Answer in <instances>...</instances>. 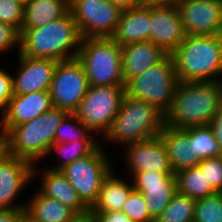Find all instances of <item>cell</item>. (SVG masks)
Returning <instances> with one entry per match:
<instances>
[{
  "label": "cell",
  "mask_w": 222,
  "mask_h": 222,
  "mask_svg": "<svg viewBox=\"0 0 222 222\" xmlns=\"http://www.w3.org/2000/svg\"><path fill=\"white\" fill-rule=\"evenodd\" d=\"M189 143L190 150L201 160L222 155V149L210 125L189 127Z\"/></svg>",
  "instance_id": "4316f807"
},
{
  "label": "cell",
  "mask_w": 222,
  "mask_h": 222,
  "mask_svg": "<svg viewBox=\"0 0 222 222\" xmlns=\"http://www.w3.org/2000/svg\"><path fill=\"white\" fill-rule=\"evenodd\" d=\"M138 1V6L139 5H145V6H153L154 5V0H137Z\"/></svg>",
  "instance_id": "f6af8a7d"
},
{
  "label": "cell",
  "mask_w": 222,
  "mask_h": 222,
  "mask_svg": "<svg viewBox=\"0 0 222 222\" xmlns=\"http://www.w3.org/2000/svg\"><path fill=\"white\" fill-rule=\"evenodd\" d=\"M154 5H173V0H154Z\"/></svg>",
  "instance_id": "ee69618b"
},
{
  "label": "cell",
  "mask_w": 222,
  "mask_h": 222,
  "mask_svg": "<svg viewBox=\"0 0 222 222\" xmlns=\"http://www.w3.org/2000/svg\"><path fill=\"white\" fill-rule=\"evenodd\" d=\"M13 96L12 75L0 68V110L6 109Z\"/></svg>",
  "instance_id": "d590c367"
},
{
  "label": "cell",
  "mask_w": 222,
  "mask_h": 222,
  "mask_svg": "<svg viewBox=\"0 0 222 222\" xmlns=\"http://www.w3.org/2000/svg\"><path fill=\"white\" fill-rule=\"evenodd\" d=\"M166 54L152 41H140L122 46V66L125 85L148 68L161 62Z\"/></svg>",
  "instance_id": "d6986e66"
},
{
  "label": "cell",
  "mask_w": 222,
  "mask_h": 222,
  "mask_svg": "<svg viewBox=\"0 0 222 222\" xmlns=\"http://www.w3.org/2000/svg\"><path fill=\"white\" fill-rule=\"evenodd\" d=\"M69 10L82 38L111 37L123 12L108 0H69Z\"/></svg>",
  "instance_id": "30bf717a"
},
{
  "label": "cell",
  "mask_w": 222,
  "mask_h": 222,
  "mask_svg": "<svg viewBox=\"0 0 222 222\" xmlns=\"http://www.w3.org/2000/svg\"><path fill=\"white\" fill-rule=\"evenodd\" d=\"M25 209H0V222H19Z\"/></svg>",
  "instance_id": "f35d334b"
},
{
  "label": "cell",
  "mask_w": 222,
  "mask_h": 222,
  "mask_svg": "<svg viewBox=\"0 0 222 222\" xmlns=\"http://www.w3.org/2000/svg\"><path fill=\"white\" fill-rule=\"evenodd\" d=\"M179 83L172 55H167L161 62L131 79L125 86V92L155 106L166 115Z\"/></svg>",
  "instance_id": "52a82bcc"
},
{
  "label": "cell",
  "mask_w": 222,
  "mask_h": 222,
  "mask_svg": "<svg viewBox=\"0 0 222 222\" xmlns=\"http://www.w3.org/2000/svg\"><path fill=\"white\" fill-rule=\"evenodd\" d=\"M93 222H133L123 211L90 213Z\"/></svg>",
  "instance_id": "8d00e7d4"
},
{
  "label": "cell",
  "mask_w": 222,
  "mask_h": 222,
  "mask_svg": "<svg viewBox=\"0 0 222 222\" xmlns=\"http://www.w3.org/2000/svg\"><path fill=\"white\" fill-rule=\"evenodd\" d=\"M98 142L100 141L97 139H80L78 141L68 143H54L50 147L48 154L56 151L57 154H62L61 156H63L64 159L57 166L49 167V169L60 170L76 159H80L91 154L100 145Z\"/></svg>",
  "instance_id": "83f0119b"
},
{
  "label": "cell",
  "mask_w": 222,
  "mask_h": 222,
  "mask_svg": "<svg viewBox=\"0 0 222 222\" xmlns=\"http://www.w3.org/2000/svg\"><path fill=\"white\" fill-rule=\"evenodd\" d=\"M176 7L187 35L221 33L222 0H186Z\"/></svg>",
  "instance_id": "4fadbf2b"
},
{
  "label": "cell",
  "mask_w": 222,
  "mask_h": 222,
  "mask_svg": "<svg viewBox=\"0 0 222 222\" xmlns=\"http://www.w3.org/2000/svg\"><path fill=\"white\" fill-rule=\"evenodd\" d=\"M175 177L177 192L192 199L197 200L216 193L199 166L181 170L175 173Z\"/></svg>",
  "instance_id": "484cf974"
},
{
  "label": "cell",
  "mask_w": 222,
  "mask_h": 222,
  "mask_svg": "<svg viewBox=\"0 0 222 222\" xmlns=\"http://www.w3.org/2000/svg\"><path fill=\"white\" fill-rule=\"evenodd\" d=\"M171 55L180 83L222 82L218 76L222 74L220 34L187 35Z\"/></svg>",
  "instance_id": "3957f363"
},
{
  "label": "cell",
  "mask_w": 222,
  "mask_h": 222,
  "mask_svg": "<svg viewBox=\"0 0 222 222\" xmlns=\"http://www.w3.org/2000/svg\"><path fill=\"white\" fill-rule=\"evenodd\" d=\"M36 194V195H35ZM26 202L25 212L38 222H71L78 214L56 199L36 192Z\"/></svg>",
  "instance_id": "d4e9b609"
},
{
  "label": "cell",
  "mask_w": 222,
  "mask_h": 222,
  "mask_svg": "<svg viewBox=\"0 0 222 222\" xmlns=\"http://www.w3.org/2000/svg\"><path fill=\"white\" fill-rule=\"evenodd\" d=\"M111 4L117 5L124 9L138 6L137 0H108Z\"/></svg>",
  "instance_id": "ab89813d"
},
{
  "label": "cell",
  "mask_w": 222,
  "mask_h": 222,
  "mask_svg": "<svg viewBox=\"0 0 222 222\" xmlns=\"http://www.w3.org/2000/svg\"><path fill=\"white\" fill-rule=\"evenodd\" d=\"M159 136L167 151L174 174L199 165L201 159L190 150L189 128L179 129L165 124Z\"/></svg>",
  "instance_id": "44dd1931"
},
{
  "label": "cell",
  "mask_w": 222,
  "mask_h": 222,
  "mask_svg": "<svg viewBox=\"0 0 222 222\" xmlns=\"http://www.w3.org/2000/svg\"><path fill=\"white\" fill-rule=\"evenodd\" d=\"M129 173L137 171L173 172L161 137L155 136L126 145Z\"/></svg>",
  "instance_id": "ac0fdd59"
},
{
  "label": "cell",
  "mask_w": 222,
  "mask_h": 222,
  "mask_svg": "<svg viewBox=\"0 0 222 222\" xmlns=\"http://www.w3.org/2000/svg\"><path fill=\"white\" fill-rule=\"evenodd\" d=\"M88 89V78L77 57L58 61L49 89L53 107L74 113Z\"/></svg>",
  "instance_id": "8fae6325"
},
{
  "label": "cell",
  "mask_w": 222,
  "mask_h": 222,
  "mask_svg": "<svg viewBox=\"0 0 222 222\" xmlns=\"http://www.w3.org/2000/svg\"><path fill=\"white\" fill-rule=\"evenodd\" d=\"M69 0H30L24 7L22 29H34L63 17Z\"/></svg>",
  "instance_id": "cb8c5ba5"
},
{
  "label": "cell",
  "mask_w": 222,
  "mask_h": 222,
  "mask_svg": "<svg viewBox=\"0 0 222 222\" xmlns=\"http://www.w3.org/2000/svg\"><path fill=\"white\" fill-rule=\"evenodd\" d=\"M193 222H222V192L196 200Z\"/></svg>",
  "instance_id": "4dcf8cb0"
},
{
  "label": "cell",
  "mask_w": 222,
  "mask_h": 222,
  "mask_svg": "<svg viewBox=\"0 0 222 222\" xmlns=\"http://www.w3.org/2000/svg\"><path fill=\"white\" fill-rule=\"evenodd\" d=\"M39 192L73 209L78 215L89 213V207L78 196L60 170H43Z\"/></svg>",
  "instance_id": "7402d4cb"
},
{
  "label": "cell",
  "mask_w": 222,
  "mask_h": 222,
  "mask_svg": "<svg viewBox=\"0 0 222 222\" xmlns=\"http://www.w3.org/2000/svg\"><path fill=\"white\" fill-rule=\"evenodd\" d=\"M122 211L133 222H154L155 220L150 216L146 201L141 192L132 190L128 195Z\"/></svg>",
  "instance_id": "1f68e13d"
},
{
  "label": "cell",
  "mask_w": 222,
  "mask_h": 222,
  "mask_svg": "<svg viewBox=\"0 0 222 222\" xmlns=\"http://www.w3.org/2000/svg\"><path fill=\"white\" fill-rule=\"evenodd\" d=\"M125 93V86H89L74 114L92 134L101 131L105 136L119 112Z\"/></svg>",
  "instance_id": "ba28073f"
},
{
  "label": "cell",
  "mask_w": 222,
  "mask_h": 222,
  "mask_svg": "<svg viewBox=\"0 0 222 222\" xmlns=\"http://www.w3.org/2000/svg\"><path fill=\"white\" fill-rule=\"evenodd\" d=\"M17 46L20 50V32L13 26L0 22V53Z\"/></svg>",
  "instance_id": "e575fe53"
},
{
  "label": "cell",
  "mask_w": 222,
  "mask_h": 222,
  "mask_svg": "<svg viewBox=\"0 0 222 222\" xmlns=\"http://www.w3.org/2000/svg\"><path fill=\"white\" fill-rule=\"evenodd\" d=\"M74 113H68L58 126L54 143H68L80 139H96Z\"/></svg>",
  "instance_id": "f546056e"
},
{
  "label": "cell",
  "mask_w": 222,
  "mask_h": 222,
  "mask_svg": "<svg viewBox=\"0 0 222 222\" xmlns=\"http://www.w3.org/2000/svg\"><path fill=\"white\" fill-rule=\"evenodd\" d=\"M19 70L12 76L13 95L49 91L58 61L32 58L18 53Z\"/></svg>",
  "instance_id": "2e32d148"
},
{
  "label": "cell",
  "mask_w": 222,
  "mask_h": 222,
  "mask_svg": "<svg viewBox=\"0 0 222 222\" xmlns=\"http://www.w3.org/2000/svg\"><path fill=\"white\" fill-rule=\"evenodd\" d=\"M82 39L69 10L63 17L44 26L22 29L19 53L32 58L69 60L77 57Z\"/></svg>",
  "instance_id": "6da1fadb"
},
{
  "label": "cell",
  "mask_w": 222,
  "mask_h": 222,
  "mask_svg": "<svg viewBox=\"0 0 222 222\" xmlns=\"http://www.w3.org/2000/svg\"><path fill=\"white\" fill-rule=\"evenodd\" d=\"M7 154V142L5 135L0 133V161Z\"/></svg>",
  "instance_id": "60d3db41"
},
{
  "label": "cell",
  "mask_w": 222,
  "mask_h": 222,
  "mask_svg": "<svg viewBox=\"0 0 222 222\" xmlns=\"http://www.w3.org/2000/svg\"><path fill=\"white\" fill-rule=\"evenodd\" d=\"M210 126L213 129L216 141L220 144L222 149V104L218 111L215 113Z\"/></svg>",
  "instance_id": "74e56055"
},
{
  "label": "cell",
  "mask_w": 222,
  "mask_h": 222,
  "mask_svg": "<svg viewBox=\"0 0 222 222\" xmlns=\"http://www.w3.org/2000/svg\"><path fill=\"white\" fill-rule=\"evenodd\" d=\"M53 107L49 91L13 95L0 118V133L39 117Z\"/></svg>",
  "instance_id": "e0dca14e"
},
{
  "label": "cell",
  "mask_w": 222,
  "mask_h": 222,
  "mask_svg": "<svg viewBox=\"0 0 222 222\" xmlns=\"http://www.w3.org/2000/svg\"><path fill=\"white\" fill-rule=\"evenodd\" d=\"M77 58L84 68L89 86H126L122 46L111 37L83 38Z\"/></svg>",
  "instance_id": "8992f818"
},
{
  "label": "cell",
  "mask_w": 222,
  "mask_h": 222,
  "mask_svg": "<svg viewBox=\"0 0 222 222\" xmlns=\"http://www.w3.org/2000/svg\"><path fill=\"white\" fill-rule=\"evenodd\" d=\"M183 1H186V0H173V4L177 5V4H179V3L183 2Z\"/></svg>",
  "instance_id": "7dc6e473"
},
{
  "label": "cell",
  "mask_w": 222,
  "mask_h": 222,
  "mask_svg": "<svg viewBox=\"0 0 222 222\" xmlns=\"http://www.w3.org/2000/svg\"><path fill=\"white\" fill-rule=\"evenodd\" d=\"M165 125V115L155 106L125 93L105 140L128 145L158 136Z\"/></svg>",
  "instance_id": "5b68a950"
},
{
  "label": "cell",
  "mask_w": 222,
  "mask_h": 222,
  "mask_svg": "<svg viewBox=\"0 0 222 222\" xmlns=\"http://www.w3.org/2000/svg\"><path fill=\"white\" fill-rule=\"evenodd\" d=\"M133 183L115 176L113 170L104 179L97 200L89 208V213L122 211L124 203L133 190Z\"/></svg>",
  "instance_id": "603a6c76"
},
{
  "label": "cell",
  "mask_w": 222,
  "mask_h": 222,
  "mask_svg": "<svg viewBox=\"0 0 222 222\" xmlns=\"http://www.w3.org/2000/svg\"><path fill=\"white\" fill-rule=\"evenodd\" d=\"M111 163L100 144L91 154L76 159L60 171L90 208L97 200L104 179L114 170Z\"/></svg>",
  "instance_id": "9c48e42d"
},
{
  "label": "cell",
  "mask_w": 222,
  "mask_h": 222,
  "mask_svg": "<svg viewBox=\"0 0 222 222\" xmlns=\"http://www.w3.org/2000/svg\"><path fill=\"white\" fill-rule=\"evenodd\" d=\"M111 38L121 46L150 41V6L139 5L124 9Z\"/></svg>",
  "instance_id": "ffe728a7"
},
{
  "label": "cell",
  "mask_w": 222,
  "mask_h": 222,
  "mask_svg": "<svg viewBox=\"0 0 222 222\" xmlns=\"http://www.w3.org/2000/svg\"><path fill=\"white\" fill-rule=\"evenodd\" d=\"M129 175L134 177V190L143 194L150 216L156 220L177 193L174 172L137 171Z\"/></svg>",
  "instance_id": "7c38bea8"
},
{
  "label": "cell",
  "mask_w": 222,
  "mask_h": 222,
  "mask_svg": "<svg viewBox=\"0 0 222 222\" xmlns=\"http://www.w3.org/2000/svg\"><path fill=\"white\" fill-rule=\"evenodd\" d=\"M19 222H38V221L34 220L24 211L21 217L19 218Z\"/></svg>",
  "instance_id": "7bdbcfd3"
},
{
  "label": "cell",
  "mask_w": 222,
  "mask_h": 222,
  "mask_svg": "<svg viewBox=\"0 0 222 222\" xmlns=\"http://www.w3.org/2000/svg\"><path fill=\"white\" fill-rule=\"evenodd\" d=\"M8 153L0 161V209H25L26 202L12 203L19 192L37 175V167ZM13 204V205H12Z\"/></svg>",
  "instance_id": "5bb4252c"
},
{
  "label": "cell",
  "mask_w": 222,
  "mask_h": 222,
  "mask_svg": "<svg viewBox=\"0 0 222 222\" xmlns=\"http://www.w3.org/2000/svg\"><path fill=\"white\" fill-rule=\"evenodd\" d=\"M186 36L176 5L150 6V41L171 55Z\"/></svg>",
  "instance_id": "9a60e30c"
},
{
  "label": "cell",
  "mask_w": 222,
  "mask_h": 222,
  "mask_svg": "<svg viewBox=\"0 0 222 222\" xmlns=\"http://www.w3.org/2000/svg\"><path fill=\"white\" fill-rule=\"evenodd\" d=\"M24 5L16 0H0V22L15 27L19 32L24 17Z\"/></svg>",
  "instance_id": "d6a6232c"
},
{
  "label": "cell",
  "mask_w": 222,
  "mask_h": 222,
  "mask_svg": "<svg viewBox=\"0 0 222 222\" xmlns=\"http://www.w3.org/2000/svg\"><path fill=\"white\" fill-rule=\"evenodd\" d=\"M196 200L177 192L154 222H193Z\"/></svg>",
  "instance_id": "f1b7e54d"
},
{
  "label": "cell",
  "mask_w": 222,
  "mask_h": 222,
  "mask_svg": "<svg viewBox=\"0 0 222 222\" xmlns=\"http://www.w3.org/2000/svg\"><path fill=\"white\" fill-rule=\"evenodd\" d=\"M16 1L20 2L25 6L30 0H16Z\"/></svg>",
  "instance_id": "bcb514c9"
},
{
  "label": "cell",
  "mask_w": 222,
  "mask_h": 222,
  "mask_svg": "<svg viewBox=\"0 0 222 222\" xmlns=\"http://www.w3.org/2000/svg\"><path fill=\"white\" fill-rule=\"evenodd\" d=\"M222 104V82L179 83L165 124L185 129L210 125Z\"/></svg>",
  "instance_id": "7a4b0ae2"
},
{
  "label": "cell",
  "mask_w": 222,
  "mask_h": 222,
  "mask_svg": "<svg viewBox=\"0 0 222 222\" xmlns=\"http://www.w3.org/2000/svg\"><path fill=\"white\" fill-rule=\"evenodd\" d=\"M71 222H93L90 213L78 215Z\"/></svg>",
  "instance_id": "b9f144b4"
},
{
  "label": "cell",
  "mask_w": 222,
  "mask_h": 222,
  "mask_svg": "<svg viewBox=\"0 0 222 222\" xmlns=\"http://www.w3.org/2000/svg\"><path fill=\"white\" fill-rule=\"evenodd\" d=\"M67 114L65 110L52 107L33 120L10 127L4 133L7 153L36 165V161L48 155L56 130Z\"/></svg>",
  "instance_id": "277c9868"
},
{
  "label": "cell",
  "mask_w": 222,
  "mask_h": 222,
  "mask_svg": "<svg viewBox=\"0 0 222 222\" xmlns=\"http://www.w3.org/2000/svg\"><path fill=\"white\" fill-rule=\"evenodd\" d=\"M198 166L205 172L212 188L216 192H222V155L202 159Z\"/></svg>",
  "instance_id": "836d02e7"
}]
</instances>
